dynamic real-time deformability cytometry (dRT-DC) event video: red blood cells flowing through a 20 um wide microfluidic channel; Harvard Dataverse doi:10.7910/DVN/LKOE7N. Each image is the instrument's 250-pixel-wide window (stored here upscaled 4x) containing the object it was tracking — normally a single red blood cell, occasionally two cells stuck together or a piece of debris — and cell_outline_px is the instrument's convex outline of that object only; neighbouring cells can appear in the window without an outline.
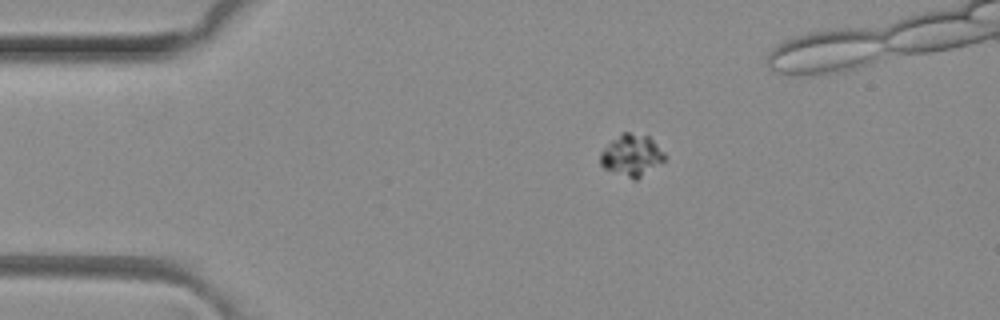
{"species": "common noctule bat (a hibernating species)", "species_latin": "Nyctalus noctula", "temperature_condition": "room temperature", "stored_images_in_passage": 45, "camera_frame_rate_fps": 3000, "um_per_image_px": 0.085, "animal": {"sex": "female", "body_mass_g": 29.2, "forearm_length_mm": 56.3}, "frame": {"image": 1, "passage_image": 1, "time_ms": 0.0, "image_size_px": [1000, 320], "cell_outline_px": [[664, 160], [636, 180], [632, 180], [604, 168], [600, 164], [600, 152], [612, 140], [624, 132], [628, 132], [648, 136], [664, 152]], "centroid_in_image_um": [53.66, 13.21], "position_along_channel_um": 31.3, "area_um2": 15.32}}
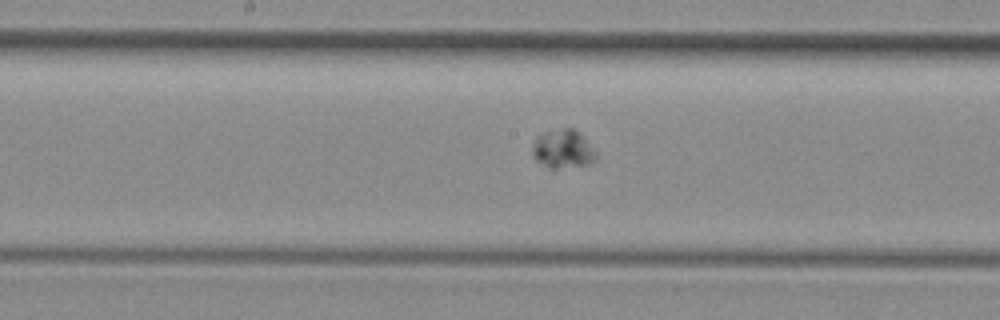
{"frame": {"image": 2, "passage_image": 18, "time_ms": 5.667, "image_size_px": [1000, 320], "cell_outline_px": [[596, 160], [588, 164], [556, 168], [548, 168], [536, 160], [532, 156], [532, 148], [536, 136], [544, 132], [564, 128], [572, 128], [596, 152]], "centroid_in_image_um": [47.79, 12.68], "position_along_channel_um": 200.4, "area_um2": 13.93}}
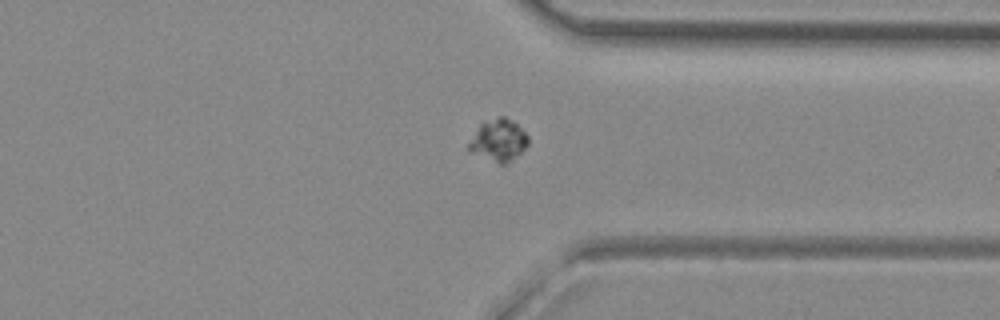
{"frame": {"image": 3, "passage_image": 31, "time_ms": 10.0, "image_size_px": [1000, 320], "cell_outline_px": [[528, 144], [508, 164], [500, 164], [472, 152], [468, 148], [468, 144], [480, 124], [484, 120], [500, 116], [504, 116], [516, 124], [528, 136]], "centroid_in_image_um": [42.37, 11.91], "position_along_channel_um": 369.0, "area_um2": 14.22}}